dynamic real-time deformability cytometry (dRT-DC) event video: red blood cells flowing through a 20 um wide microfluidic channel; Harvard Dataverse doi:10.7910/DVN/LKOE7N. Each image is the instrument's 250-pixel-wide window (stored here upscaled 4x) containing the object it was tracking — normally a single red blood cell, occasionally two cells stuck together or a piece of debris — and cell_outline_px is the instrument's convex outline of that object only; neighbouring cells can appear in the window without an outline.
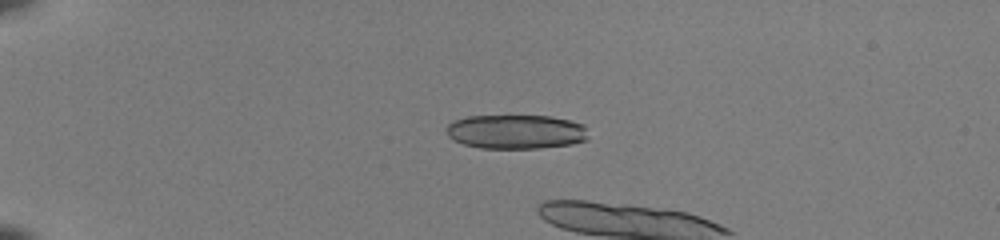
{"species": "common noctule bat (a hibernating species)", "species_latin": "Nyctalus noctula", "temperature_condition": "room temperature", "stored_images_in_passage": 5, "camera_frame_rate_fps": 3000, "um_per_image_px": 0.085, "animal": {"sex": "female", "body_mass_g": 22.0, "forearm_length_mm": 56.7}, "frame": {"image": 1, "passage_image": 1, "time_ms": 0.0, "image_size_px": [1000, 240], "cell_outline_px": [[588, 140], [572, 144], [536, 148], [480, 148], [464, 144], [448, 136], [448, 124], [456, 120], [468, 116], [548, 116], [568, 120], [584, 124], [588, 136]], "centroid_in_image_um": [43.9, 11.2], "position_along_channel_um": 41.1, "area_um2": 28.09}}